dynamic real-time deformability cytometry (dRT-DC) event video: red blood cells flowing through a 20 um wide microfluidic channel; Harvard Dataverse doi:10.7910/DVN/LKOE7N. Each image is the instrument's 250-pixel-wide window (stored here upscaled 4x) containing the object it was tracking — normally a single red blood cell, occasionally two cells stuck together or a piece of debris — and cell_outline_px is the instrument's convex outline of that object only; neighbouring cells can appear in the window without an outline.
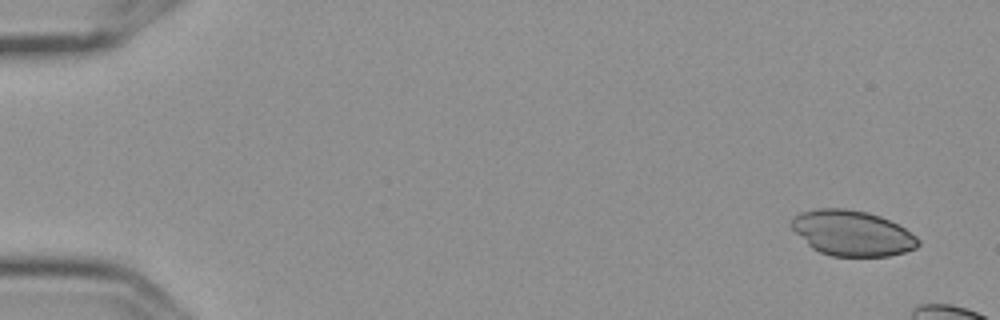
{"species": "Egyptian fruit bat (a non-hibernating species)", "species_latin": "Rousettus aegyptiacus", "temperature_condition": "cold", "stored_images_in_passage": 4, "camera_frame_rate_fps": 3000, "um_per_image_px": 0.085, "frame": {"image": 1, "passage_image": 1, "time_ms": 0.0, "image_size_px": [1000, 320], "cell_outline_px": [[920, 244], [916, 248], [904, 252], [888, 256], [832, 256], [820, 252], [812, 248], [792, 228], [792, 220], [800, 212], [820, 208], [844, 208], [868, 212], [880, 216], [904, 228], [916, 236], [920, 240]], "centroid_in_image_um": [72.46, 19.82], "position_along_channel_um": 12.5, "area_um2": 33.23}}